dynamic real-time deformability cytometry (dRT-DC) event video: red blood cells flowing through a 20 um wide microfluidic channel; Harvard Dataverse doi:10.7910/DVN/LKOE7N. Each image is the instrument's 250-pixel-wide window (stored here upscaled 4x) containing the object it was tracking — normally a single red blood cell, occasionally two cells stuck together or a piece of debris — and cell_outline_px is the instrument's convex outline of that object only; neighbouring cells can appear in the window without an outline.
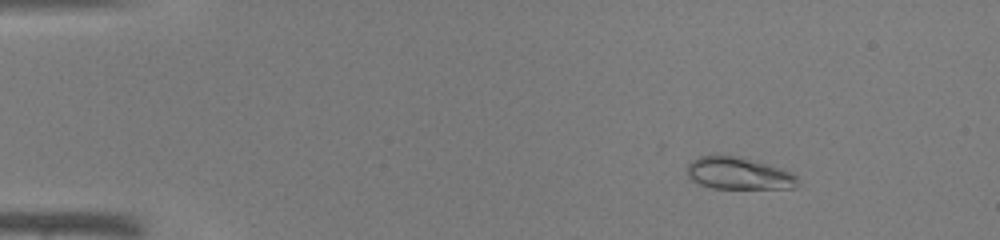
{"species": "common noctule bat (a hibernating species)", "species_latin": "Nyctalus noctula", "temperature_condition": "warm", "stored_images_in_passage": 46, "camera_frame_rate_fps": 3000, "um_per_image_px": 0.085, "animal": {"sex": "male", "body_mass_g": 19.0, "forearm_length_mm": 50.8}, "frame": {"image": 1, "passage_image": 7, "time_ms": 2.0, "image_size_px": [1000, 240], "cell_outline_px": [[800, 184], [796, 188], [712, 188], [696, 184], [688, 176], [688, 164], [692, 160], [700, 156], [736, 156], [780, 168], [792, 172], [796, 176]], "centroid_in_image_um": [62.79, 14.76], "position_along_channel_um": 22.2, "area_um2": 20.52}}
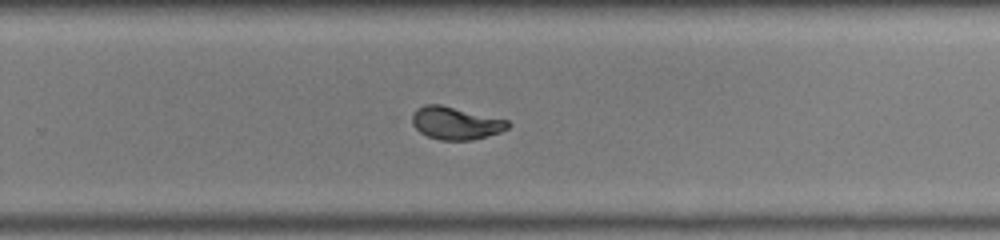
{"frame": {"image": 2, "passage_image": 31, "time_ms": 10.0, "image_size_px": [1000, 240], "cell_outline_px": [[512, 124], [508, 128], [500, 132], [472, 140], [440, 140], [428, 136], [420, 132], [412, 124], [412, 112], [416, 108], [424, 104], [440, 104], [508, 120]], "centroid_in_image_um": [38.71, 10.46], "position_along_channel_um": 291.1, "area_um2": 18.26}}
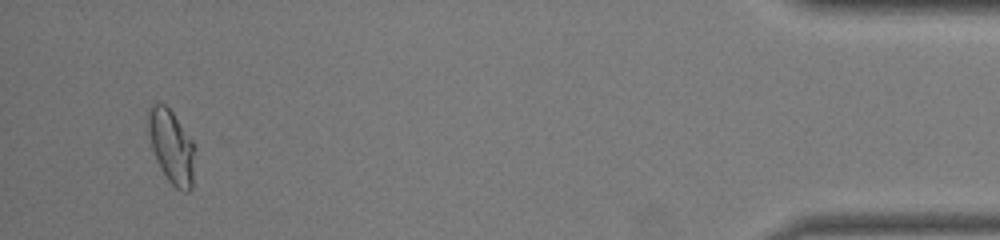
{"frame": {"image": 3, "passage_image": 44, "time_ms": 14.333, "image_size_px": [1000, 240], "cell_outline_px": [[196, 148], [192, 188], [188, 192], [184, 192], [176, 188], [168, 180], [160, 168], [156, 160], [152, 148], [148, 132], [148, 108], [152, 104], [164, 104], [172, 112], [196, 144]], "centroid_in_image_um": [14.61, 12.49], "position_along_channel_um": 420.6, "area_um2": 20.29}}